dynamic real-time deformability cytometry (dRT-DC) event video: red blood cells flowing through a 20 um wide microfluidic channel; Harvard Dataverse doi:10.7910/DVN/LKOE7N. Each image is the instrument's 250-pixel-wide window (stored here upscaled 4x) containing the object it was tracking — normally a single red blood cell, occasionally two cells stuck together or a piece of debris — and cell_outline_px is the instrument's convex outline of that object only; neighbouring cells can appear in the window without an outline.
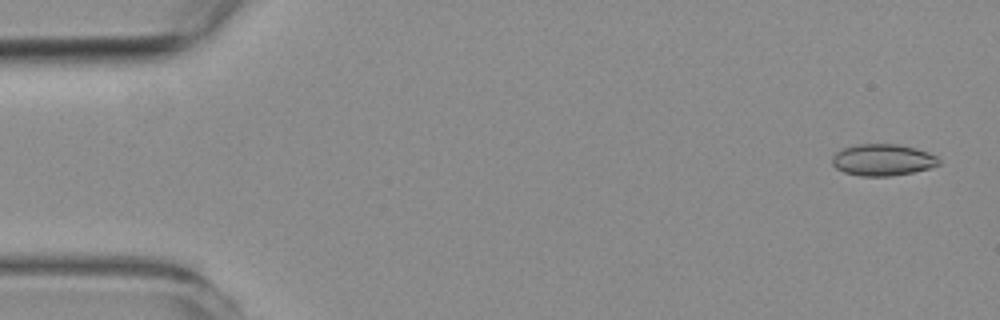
{"species": "common noctule bat (a hibernating species)", "species_latin": "Nyctalus noctula", "temperature_condition": "room temperature", "stored_images_in_passage": 54, "camera_frame_rate_fps": 3000, "um_per_image_px": 0.085, "animal": {"sex": "female", "body_mass_g": 19.3, "forearm_length_mm": 54.1}, "frame": {"image": 1, "passage_image": 2, "time_ms": 0.333, "image_size_px": [1000, 320], "cell_outline_px": [[940, 164], [928, 168], [912, 172], [888, 176], [860, 176], [844, 172], [836, 168], [832, 164], [832, 156], [836, 152], [844, 148], [856, 144], [896, 144], [916, 148], [928, 152], [936, 156], [940, 160]], "centroid_in_image_um": [75.01, 13.58], "position_along_channel_um": 10.0, "area_um2": 19.59}}
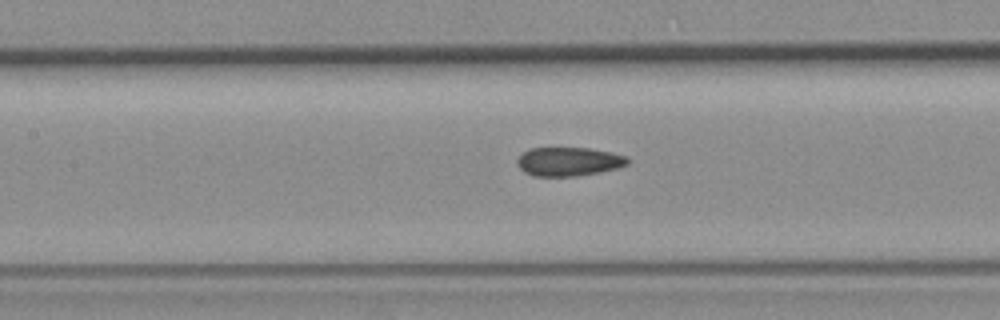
{"frame": {"image": 2, "passage_image": 24, "time_ms": 7.667, "image_size_px": [1000, 320], "cell_outline_px": [[628, 164], [616, 168], [576, 176], [532, 176], [524, 172], [520, 168], [516, 160], [528, 148], [588, 148], [612, 152], [628, 156]], "centroid_in_image_um": [48.32, 13.73], "position_along_channel_um": 159.1, "area_um2": 18.44}}
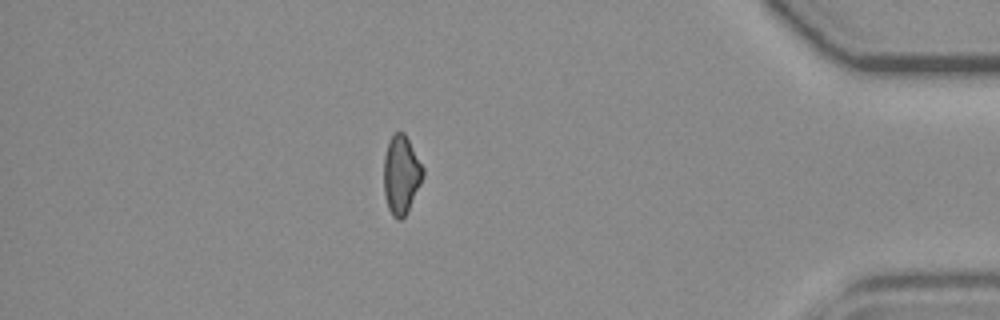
{"frame": {"image": 3, "passage_image": 47, "time_ms": 15.333, "image_size_px": [1000, 320], "cell_outline_px": [[424, 176], [404, 216], [400, 220], [396, 220], [392, 216], [388, 208], [384, 196], [384, 156], [388, 140], [396, 132], [404, 132], [424, 168]], "centroid_in_image_um": [34.08, 14.84], "position_along_channel_um": 401.1, "area_um2": 17.8}, "authors_computed_cell_mechanics": {"area_um2": 19.0451, "velocity_mm_per_s": 3.7472, "shape_relaxation_time_tau1_ms": null, "shape_relaxation_time_tau2_ms": 2.2235, "deformation_change_tau1": null, "deformation_change_tau2": 0.0897}}